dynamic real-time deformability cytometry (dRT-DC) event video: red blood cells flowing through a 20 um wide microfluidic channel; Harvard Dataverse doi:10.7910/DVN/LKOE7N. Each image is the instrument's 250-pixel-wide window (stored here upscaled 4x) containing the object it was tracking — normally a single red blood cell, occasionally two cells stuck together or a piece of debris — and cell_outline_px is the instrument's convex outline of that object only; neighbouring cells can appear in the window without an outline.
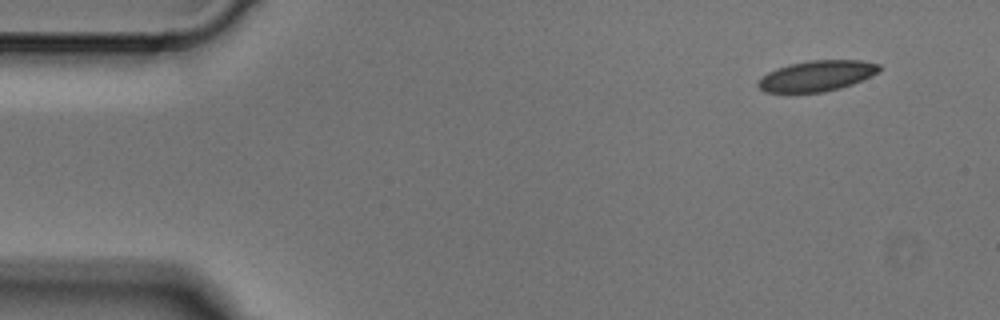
{"species": "Egyptian fruit bat (a non-hibernating species)", "species_latin": "Rousettus aegyptiacus", "temperature_condition": "cold", "stored_images_in_passage": 4, "camera_frame_rate_fps": 3000, "um_per_image_px": 0.085, "animal": {"sex": "male"}, "frame": {"image": 1, "passage_image": 1, "time_ms": 0.0, "image_size_px": [1000, 320], "cell_outline_px": [[880, 72], [852, 84], [840, 88], [824, 92], [764, 92], [756, 84], [768, 72], [776, 68], [788, 64], [808, 60], [864, 60], [880, 64]], "centroid_in_image_um": [69.46, 6.43], "position_along_channel_um": 15.5, "area_um2": 21.68}}
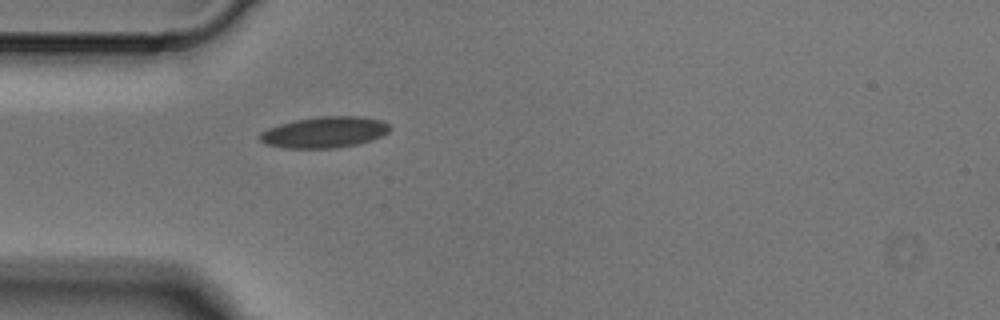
{"frame": {"image": 2, "passage_image": 4, "time_ms": 1.0, "image_size_px": [1000, 320], "cell_outline_px": [[392, 128], [388, 132], [372, 140], [356, 144], [336, 148], [284, 148], [264, 144], [256, 136], [260, 132], [268, 128], [280, 124], [296, 120], [320, 116], [360, 116], [380, 120], [388, 124]], "centroid_in_image_um": [27.54, 11.24], "position_along_channel_um": 57.5, "area_um2": 23.64}}